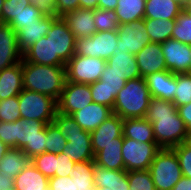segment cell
<instances>
[{
  "label": "cell",
  "instance_id": "cell-14",
  "mask_svg": "<svg viewBox=\"0 0 191 190\" xmlns=\"http://www.w3.org/2000/svg\"><path fill=\"white\" fill-rule=\"evenodd\" d=\"M167 70L174 74L191 73L189 45L175 39L161 43Z\"/></svg>",
  "mask_w": 191,
  "mask_h": 190
},
{
  "label": "cell",
  "instance_id": "cell-55",
  "mask_svg": "<svg viewBox=\"0 0 191 190\" xmlns=\"http://www.w3.org/2000/svg\"><path fill=\"white\" fill-rule=\"evenodd\" d=\"M98 1L99 0H79V8L95 10L98 8Z\"/></svg>",
  "mask_w": 191,
  "mask_h": 190
},
{
  "label": "cell",
  "instance_id": "cell-19",
  "mask_svg": "<svg viewBox=\"0 0 191 190\" xmlns=\"http://www.w3.org/2000/svg\"><path fill=\"white\" fill-rule=\"evenodd\" d=\"M58 18L55 15H42L36 24L26 25L16 32L17 44L22 54L33 44L46 36L52 23Z\"/></svg>",
  "mask_w": 191,
  "mask_h": 190
},
{
  "label": "cell",
  "instance_id": "cell-40",
  "mask_svg": "<svg viewBox=\"0 0 191 190\" xmlns=\"http://www.w3.org/2000/svg\"><path fill=\"white\" fill-rule=\"evenodd\" d=\"M42 15V12L38 8L30 4L26 6V8L17 17H14L8 23V25H10L13 28V30L17 32L21 28L26 27V25L36 24V21Z\"/></svg>",
  "mask_w": 191,
  "mask_h": 190
},
{
  "label": "cell",
  "instance_id": "cell-21",
  "mask_svg": "<svg viewBox=\"0 0 191 190\" xmlns=\"http://www.w3.org/2000/svg\"><path fill=\"white\" fill-rule=\"evenodd\" d=\"M112 114L113 112L110 107L92 102L84 107V109L71 114V116L83 130L91 132L98 128Z\"/></svg>",
  "mask_w": 191,
  "mask_h": 190
},
{
  "label": "cell",
  "instance_id": "cell-42",
  "mask_svg": "<svg viewBox=\"0 0 191 190\" xmlns=\"http://www.w3.org/2000/svg\"><path fill=\"white\" fill-rule=\"evenodd\" d=\"M89 86L93 102L106 105L113 109L116 98L111 94V90L105 84H102V81L98 80L89 84Z\"/></svg>",
  "mask_w": 191,
  "mask_h": 190
},
{
  "label": "cell",
  "instance_id": "cell-22",
  "mask_svg": "<svg viewBox=\"0 0 191 190\" xmlns=\"http://www.w3.org/2000/svg\"><path fill=\"white\" fill-rule=\"evenodd\" d=\"M22 90V61L0 71V100L18 96Z\"/></svg>",
  "mask_w": 191,
  "mask_h": 190
},
{
  "label": "cell",
  "instance_id": "cell-29",
  "mask_svg": "<svg viewBox=\"0 0 191 190\" xmlns=\"http://www.w3.org/2000/svg\"><path fill=\"white\" fill-rule=\"evenodd\" d=\"M122 144L100 145V151L94 156L95 165L109 170H125L122 159Z\"/></svg>",
  "mask_w": 191,
  "mask_h": 190
},
{
  "label": "cell",
  "instance_id": "cell-18",
  "mask_svg": "<svg viewBox=\"0 0 191 190\" xmlns=\"http://www.w3.org/2000/svg\"><path fill=\"white\" fill-rule=\"evenodd\" d=\"M23 54L18 48L16 32L2 23L0 26V71L22 61Z\"/></svg>",
  "mask_w": 191,
  "mask_h": 190
},
{
  "label": "cell",
  "instance_id": "cell-23",
  "mask_svg": "<svg viewBox=\"0 0 191 190\" xmlns=\"http://www.w3.org/2000/svg\"><path fill=\"white\" fill-rule=\"evenodd\" d=\"M126 170H109L94 165L95 188H110L111 190H129V181Z\"/></svg>",
  "mask_w": 191,
  "mask_h": 190
},
{
  "label": "cell",
  "instance_id": "cell-47",
  "mask_svg": "<svg viewBox=\"0 0 191 190\" xmlns=\"http://www.w3.org/2000/svg\"><path fill=\"white\" fill-rule=\"evenodd\" d=\"M0 140L9 148H15V122L0 121Z\"/></svg>",
  "mask_w": 191,
  "mask_h": 190
},
{
  "label": "cell",
  "instance_id": "cell-11",
  "mask_svg": "<svg viewBox=\"0 0 191 190\" xmlns=\"http://www.w3.org/2000/svg\"><path fill=\"white\" fill-rule=\"evenodd\" d=\"M52 39L53 66H66L75 55L76 39L61 17H58L46 34Z\"/></svg>",
  "mask_w": 191,
  "mask_h": 190
},
{
  "label": "cell",
  "instance_id": "cell-38",
  "mask_svg": "<svg viewBox=\"0 0 191 190\" xmlns=\"http://www.w3.org/2000/svg\"><path fill=\"white\" fill-rule=\"evenodd\" d=\"M57 154L44 152L31 159V163L48 179L55 177Z\"/></svg>",
  "mask_w": 191,
  "mask_h": 190
},
{
  "label": "cell",
  "instance_id": "cell-45",
  "mask_svg": "<svg viewBox=\"0 0 191 190\" xmlns=\"http://www.w3.org/2000/svg\"><path fill=\"white\" fill-rule=\"evenodd\" d=\"M100 81L105 84L110 90L111 94L116 98L118 92L126 84L125 75H121L117 72H108L103 70Z\"/></svg>",
  "mask_w": 191,
  "mask_h": 190
},
{
  "label": "cell",
  "instance_id": "cell-5",
  "mask_svg": "<svg viewBox=\"0 0 191 190\" xmlns=\"http://www.w3.org/2000/svg\"><path fill=\"white\" fill-rule=\"evenodd\" d=\"M46 142V123L33 119L15 121V148L30 159L46 152Z\"/></svg>",
  "mask_w": 191,
  "mask_h": 190
},
{
  "label": "cell",
  "instance_id": "cell-34",
  "mask_svg": "<svg viewBox=\"0 0 191 190\" xmlns=\"http://www.w3.org/2000/svg\"><path fill=\"white\" fill-rule=\"evenodd\" d=\"M94 21L97 32L101 31H117L119 21L115 10H94Z\"/></svg>",
  "mask_w": 191,
  "mask_h": 190
},
{
  "label": "cell",
  "instance_id": "cell-6",
  "mask_svg": "<svg viewBox=\"0 0 191 190\" xmlns=\"http://www.w3.org/2000/svg\"><path fill=\"white\" fill-rule=\"evenodd\" d=\"M149 171L156 190H172L183 176L179 160L172 148H161L155 155Z\"/></svg>",
  "mask_w": 191,
  "mask_h": 190
},
{
  "label": "cell",
  "instance_id": "cell-56",
  "mask_svg": "<svg viewBox=\"0 0 191 190\" xmlns=\"http://www.w3.org/2000/svg\"><path fill=\"white\" fill-rule=\"evenodd\" d=\"M9 150V147L5 145L1 140H0V161L3 159V156L6 154V152Z\"/></svg>",
  "mask_w": 191,
  "mask_h": 190
},
{
  "label": "cell",
  "instance_id": "cell-17",
  "mask_svg": "<svg viewBox=\"0 0 191 190\" xmlns=\"http://www.w3.org/2000/svg\"><path fill=\"white\" fill-rule=\"evenodd\" d=\"M73 33L75 39L91 37L96 31L94 10L78 8L60 16Z\"/></svg>",
  "mask_w": 191,
  "mask_h": 190
},
{
  "label": "cell",
  "instance_id": "cell-20",
  "mask_svg": "<svg viewBox=\"0 0 191 190\" xmlns=\"http://www.w3.org/2000/svg\"><path fill=\"white\" fill-rule=\"evenodd\" d=\"M151 97L172 102L177 88V74L169 70L149 74L145 77Z\"/></svg>",
  "mask_w": 191,
  "mask_h": 190
},
{
  "label": "cell",
  "instance_id": "cell-12",
  "mask_svg": "<svg viewBox=\"0 0 191 190\" xmlns=\"http://www.w3.org/2000/svg\"><path fill=\"white\" fill-rule=\"evenodd\" d=\"M117 33L119 39L116 51L136 55L145 45L150 43V36L147 33L144 19L120 24Z\"/></svg>",
  "mask_w": 191,
  "mask_h": 190
},
{
  "label": "cell",
  "instance_id": "cell-36",
  "mask_svg": "<svg viewBox=\"0 0 191 190\" xmlns=\"http://www.w3.org/2000/svg\"><path fill=\"white\" fill-rule=\"evenodd\" d=\"M129 190H156L149 170L128 171Z\"/></svg>",
  "mask_w": 191,
  "mask_h": 190
},
{
  "label": "cell",
  "instance_id": "cell-25",
  "mask_svg": "<svg viewBox=\"0 0 191 190\" xmlns=\"http://www.w3.org/2000/svg\"><path fill=\"white\" fill-rule=\"evenodd\" d=\"M123 137L137 142L156 143L153 126L145 117L124 119Z\"/></svg>",
  "mask_w": 191,
  "mask_h": 190
},
{
  "label": "cell",
  "instance_id": "cell-28",
  "mask_svg": "<svg viewBox=\"0 0 191 190\" xmlns=\"http://www.w3.org/2000/svg\"><path fill=\"white\" fill-rule=\"evenodd\" d=\"M29 163L31 159L21 149L9 148L0 161V173L6 178L14 179Z\"/></svg>",
  "mask_w": 191,
  "mask_h": 190
},
{
  "label": "cell",
  "instance_id": "cell-61",
  "mask_svg": "<svg viewBox=\"0 0 191 190\" xmlns=\"http://www.w3.org/2000/svg\"><path fill=\"white\" fill-rule=\"evenodd\" d=\"M95 190H111V189L110 188L101 187V188H95Z\"/></svg>",
  "mask_w": 191,
  "mask_h": 190
},
{
  "label": "cell",
  "instance_id": "cell-2",
  "mask_svg": "<svg viewBox=\"0 0 191 190\" xmlns=\"http://www.w3.org/2000/svg\"><path fill=\"white\" fill-rule=\"evenodd\" d=\"M23 89L59 100L66 82V67L34 64L22 59Z\"/></svg>",
  "mask_w": 191,
  "mask_h": 190
},
{
  "label": "cell",
  "instance_id": "cell-52",
  "mask_svg": "<svg viewBox=\"0 0 191 190\" xmlns=\"http://www.w3.org/2000/svg\"><path fill=\"white\" fill-rule=\"evenodd\" d=\"M172 190H191V178L182 176L181 179L174 185Z\"/></svg>",
  "mask_w": 191,
  "mask_h": 190
},
{
  "label": "cell",
  "instance_id": "cell-58",
  "mask_svg": "<svg viewBox=\"0 0 191 190\" xmlns=\"http://www.w3.org/2000/svg\"><path fill=\"white\" fill-rule=\"evenodd\" d=\"M173 1L179 3L183 7L184 5H186L191 0H173Z\"/></svg>",
  "mask_w": 191,
  "mask_h": 190
},
{
  "label": "cell",
  "instance_id": "cell-7",
  "mask_svg": "<svg viewBox=\"0 0 191 190\" xmlns=\"http://www.w3.org/2000/svg\"><path fill=\"white\" fill-rule=\"evenodd\" d=\"M20 115L23 120L53 122L57 112V101L52 97L23 89L18 95Z\"/></svg>",
  "mask_w": 191,
  "mask_h": 190
},
{
  "label": "cell",
  "instance_id": "cell-1",
  "mask_svg": "<svg viewBox=\"0 0 191 190\" xmlns=\"http://www.w3.org/2000/svg\"><path fill=\"white\" fill-rule=\"evenodd\" d=\"M145 118L152 124L155 141L161 148L187 141L188 130L172 102L151 97Z\"/></svg>",
  "mask_w": 191,
  "mask_h": 190
},
{
  "label": "cell",
  "instance_id": "cell-30",
  "mask_svg": "<svg viewBox=\"0 0 191 190\" xmlns=\"http://www.w3.org/2000/svg\"><path fill=\"white\" fill-rule=\"evenodd\" d=\"M23 59L27 62L53 66V46L49 36L42 37L23 53Z\"/></svg>",
  "mask_w": 191,
  "mask_h": 190
},
{
  "label": "cell",
  "instance_id": "cell-10",
  "mask_svg": "<svg viewBox=\"0 0 191 190\" xmlns=\"http://www.w3.org/2000/svg\"><path fill=\"white\" fill-rule=\"evenodd\" d=\"M161 147L157 143L137 142L123 137L122 159L125 170H149L152 161Z\"/></svg>",
  "mask_w": 191,
  "mask_h": 190
},
{
  "label": "cell",
  "instance_id": "cell-62",
  "mask_svg": "<svg viewBox=\"0 0 191 190\" xmlns=\"http://www.w3.org/2000/svg\"><path fill=\"white\" fill-rule=\"evenodd\" d=\"M189 49H190V57H191V44L189 45Z\"/></svg>",
  "mask_w": 191,
  "mask_h": 190
},
{
  "label": "cell",
  "instance_id": "cell-26",
  "mask_svg": "<svg viewBox=\"0 0 191 190\" xmlns=\"http://www.w3.org/2000/svg\"><path fill=\"white\" fill-rule=\"evenodd\" d=\"M16 190H50L49 179L36 167L29 163L22 172L14 178Z\"/></svg>",
  "mask_w": 191,
  "mask_h": 190
},
{
  "label": "cell",
  "instance_id": "cell-27",
  "mask_svg": "<svg viewBox=\"0 0 191 190\" xmlns=\"http://www.w3.org/2000/svg\"><path fill=\"white\" fill-rule=\"evenodd\" d=\"M183 7L173 0H146L145 18L175 20Z\"/></svg>",
  "mask_w": 191,
  "mask_h": 190
},
{
  "label": "cell",
  "instance_id": "cell-51",
  "mask_svg": "<svg viewBox=\"0 0 191 190\" xmlns=\"http://www.w3.org/2000/svg\"><path fill=\"white\" fill-rule=\"evenodd\" d=\"M177 111L188 131L191 130V103L177 107Z\"/></svg>",
  "mask_w": 191,
  "mask_h": 190
},
{
  "label": "cell",
  "instance_id": "cell-9",
  "mask_svg": "<svg viewBox=\"0 0 191 190\" xmlns=\"http://www.w3.org/2000/svg\"><path fill=\"white\" fill-rule=\"evenodd\" d=\"M106 60L98 57L74 55L66 63V81L92 84L100 80Z\"/></svg>",
  "mask_w": 191,
  "mask_h": 190
},
{
  "label": "cell",
  "instance_id": "cell-31",
  "mask_svg": "<svg viewBox=\"0 0 191 190\" xmlns=\"http://www.w3.org/2000/svg\"><path fill=\"white\" fill-rule=\"evenodd\" d=\"M146 0H118L115 12L120 24L145 18Z\"/></svg>",
  "mask_w": 191,
  "mask_h": 190
},
{
  "label": "cell",
  "instance_id": "cell-32",
  "mask_svg": "<svg viewBox=\"0 0 191 190\" xmlns=\"http://www.w3.org/2000/svg\"><path fill=\"white\" fill-rule=\"evenodd\" d=\"M150 42L163 43L172 38L175 20L144 18Z\"/></svg>",
  "mask_w": 191,
  "mask_h": 190
},
{
  "label": "cell",
  "instance_id": "cell-33",
  "mask_svg": "<svg viewBox=\"0 0 191 190\" xmlns=\"http://www.w3.org/2000/svg\"><path fill=\"white\" fill-rule=\"evenodd\" d=\"M94 161L76 163L70 176L75 181L76 190H95L94 184Z\"/></svg>",
  "mask_w": 191,
  "mask_h": 190
},
{
  "label": "cell",
  "instance_id": "cell-60",
  "mask_svg": "<svg viewBox=\"0 0 191 190\" xmlns=\"http://www.w3.org/2000/svg\"><path fill=\"white\" fill-rule=\"evenodd\" d=\"M5 0H0V21H1V13H2V7Z\"/></svg>",
  "mask_w": 191,
  "mask_h": 190
},
{
  "label": "cell",
  "instance_id": "cell-50",
  "mask_svg": "<svg viewBox=\"0 0 191 190\" xmlns=\"http://www.w3.org/2000/svg\"><path fill=\"white\" fill-rule=\"evenodd\" d=\"M56 0H29L30 4L38 8L44 15H55Z\"/></svg>",
  "mask_w": 191,
  "mask_h": 190
},
{
  "label": "cell",
  "instance_id": "cell-8",
  "mask_svg": "<svg viewBox=\"0 0 191 190\" xmlns=\"http://www.w3.org/2000/svg\"><path fill=\"white\" fill-rule=\"evenodd\" d=\"M118 39L117 31L95 32L91 37L78 38L75 55L98 57L107 61L115 54Z\"/></svg>",
  "mask_w": 191,
  "mask_h": 190
},
{
  "label": "cell",
  "instance_id": "cell-48",
  "mask_svg": "<svg viewBox=\"0 0 191 190\" xmlns=\"http://www.w3.org/2000/svg\"><path fill=\"white\" fill-rule=\"evenodd\" d=\"M50 190H76L75 181H72V177H52L49 178Z\"/></svg>",
  "mask_w": 191,
  "mask_h": 190
},
{
  "label": "cell",
  "instance_id": "cell-53",
  "mask_svg": "<svg viewBox=\"0 0 191 190\" xmlns=\"http://www.w3.org/2000/svg\"><path fill=\"white\" fill-rule=\"evenodd\" d=\"M118 0H99L98 9L102 10H115Z\"/></svg>",
  "mask_w": 191,
  "mask_h": 190
},
{
  "label": "cell",
  "instance_id": "cell-37",
  "mask_svg": "<svg viewBox=\"0 0 191 190\" xmlns=\"http://www.w3.org/2000/svg\"><path fill=\"white\" fill-rule=\"evenodd\" d=\"M46 141V152L55 154L63 152L68 142L53 122L46 124Z\"/></svg>",
  "mask_w": 191,
  "mask_h": 190
},
{
  "label": "cell",
  "instance_id": "cell-13",
  "mask_svg": "<svg viewBox=\"0 0 191 190\" xmlns=\"http://www.w3.org/2000/svg\"><path fill=\"white\" fill-rule=\"evenodd\" d=\"M92 102L89 84L66 81L61 96L57 101V112L71 115L84 109Z\"/></svg>",
  "mask_w": 191,
  "mask_h": 190
},
{
  "label": "cell",
  "instance_id": "cell-15",
  "mask_svg": "<svg viewBox=\"0 0 191 190\" xmlns=\"http://www.w3.org/2000/svg\"><path fill=\"white\" fill-rule=\"evenodd\" d=\"M123 121L124 119L118 115L112 114L98 128L90 132L94 155L100 151V145L123 143Z\"/></svg>",
  "mask_w": 191,
  "mask_h": 190
},
{
  "label": "cell",
  "instance_id": "cell-46",
  "mask_svg": "<svg viewBox=\"0 0 191 190\" xmlns=\"http://www.w3.org/2000/svg\"><path fill=\"white\" fill-rule=\"evenodd\" d=\"M75 162L64 153L57 154L55 177H68L74 169Z\"/></svg>",
  "mask_w": 191,
  "mask_h": 190
},
{
  "label": "cell",
  "instance_id": "cell-3",
  "mask_svg": "<svg viewBox=\"0 0 191 190\" xmlns=\"http://www.w3.org/2000/svg\"><path fill=\"white\" fill-rule=\"evenodd\" d=\"M53 123L68 141L62 153L70 157L75 163L94 161L95 155L89 131L83 130L71 115L60 112H56Z\"/></svg>",
  "mask_w": 191,
  "mask_h": 190
},
{
  "label": "cell",
  "instance_id": "cell-24",
  "mask_svg": "<svg viewBox=\"0 0 191 190\" xmlns=\"http://www.w3.org/2000/svg\"><path fill=\"white\" fill-rule=\"evenodd\" d=\"M104 70L125 75L126 81L141 77L135 55L124 51H116L115 54L106 61Z\"/></svg>",
  "mask_w": 191,
  "mask_h": 190
},
{
  "label": "cell",
  "instance_id": "cell-57",
  "mask_svg": "<svg viewBox=\"0 0 191 190\" xmlns=\"http://www.w3.org/2000/svg\"><path fill=\"white\" fill-rule=\"evenodd\" d=\"M183 12L191 18V1L183 6Z\"/></svg>",
  "mask_w": 191,
  "mask_h": 190
},
{
  "label": "cell",
  "instance_id": "cell-54",
  "mask_svg": "<svg viewBox=\"0 0 191 190\" xmlns=\"http://www.w3.org/2000/svg\"><path fill=\"white\" fill-rule=\"evenodd\" d=\"M14 189V179H9L0 173V190H12Z\"/></svg>",
  "mask_w": 191,
  "mask_h": 190
},
{
  "label": "cell",
  "instance_id": "cell-43",
  "mask_svg": "<svg viewBox=\"0 0 191 190\" xmlns=\"http://www.w3.org/2000/svg\"><path fill=\"white\" fill-rule=\"evenodd\" d=\"M28 5H30L29 0H5L2 7L1 22L8 24L14 17H17Z\"/></svg>",
  "mask_w": 191,
  "mask_h": 190
},
{
  "label": "cell",
  "instance_id": "cell-44",
  "mask_svg": "<svg viewBox=\"0 0 191 190\" xmlns=\"http://www.w3.org/2000/svg\"><path fill=\"white\" fill-rule=\"evenodd\" d=\"M172 149L175 151L179 160L182 175L191 178V146L187 142H184L174 146Z\"/></svg>",
  "mask_w": 191,
  "mask_h": 190
},
{
  "label": "cell",
  "instance_id": "cell-4",
  "mask_svg": "<svg viewBox=\"0 0 191 190\" xmlns=\"http://www.w3.org/2000/svg\"><path fill=\"white\" fill-rule=\"evenodd\" d=\"M150 99L145 78L130 79L118 92L112 112L122 119L145 117Z\"/></svg>",
  "mask_w": 191,
  "mask_h": 190
},
{
  "label": "cell",
  "instance_id": "cell-16",
  "mask_svg": "<svg viewBox=\"0 0 191 190\" xmlns=\"http://www.w3.org/2000/svg\"><path fill=\"white\" fill-rule=\"evenodd\" d=\"M162 52L161 43L150 42L135 55L142 78L149 74L167 70Z\"/></svg>",
  "mask_w": 191,
  "mask_h": 190
},
{
  "label": "cell",
  "instance_id": "cell-35",
  "mask_svg": "<svg viewBox=\"0 0 191 190\" xmlns=\"http://www.w3.org/2000/svg\"><path fill=\"white\" fill-rule=\"evenodd\" d=\"M172 103L176 107L191 103V73L177 74V88Z\"/></svg>",
  "mask_w": 191,
  "mask_h": 190
},
{
  "label": "cell",
  "instance_id": "cell-41",
  "mask_svg": "<svg viewBox=\"0 0 191 190\" xmlns=\"http://www.w3.org/2000/svg\"><path fill=\"white\" fill-rule=\"evenodd\" d=\"M18 96L0 100V121L15 122L21 119Z\"/></svg>",
  "mask_w": 191,
  "mask_h": 190
},
{
  "label": "cell",
  "instance_id": "cell-59",
  "mask_svg": "<svg viewBox=\"0 0 191 190\" xmlns=\"http://www.w3.org/2000/svg\"><path fill=\"white\" fill-rule=\"evenodd\" d=\"M186 142L191 146V130L188 131V137Z\"/></svg>",
  "mask_w": 191,
  "mask_h": 190
},
{
  "label": "cell",
  "instance_id": "cell-39",
  "mask_svg": "<svg viewBox=\"0 0 191 190\" xmlns=\"http://www.w3.org/2000/svg\"><path fill=\"white\" fill-rule=\"evenodd\" d=\"M172 39L187 45L191 44V18L183 11L175 19Z\"/></svg>",
  "mask_w": 191,
  "mask_h": 190
},
{
  "label": "cell",
  "instance_id": "cell-49",
  "mask_svg": "<svg viewBox=\"0 0 191 190\" xmlns=\"http://www.w3.org/2000/svg\"><path fill=\"white\" fill-rule=\"evenodd\" d=\"M79 8V0H56L55 16H62L66 12H70Z\"/></svg>",
  "mask_w": 191,
  "mask_h": 190
}]
</instances>
